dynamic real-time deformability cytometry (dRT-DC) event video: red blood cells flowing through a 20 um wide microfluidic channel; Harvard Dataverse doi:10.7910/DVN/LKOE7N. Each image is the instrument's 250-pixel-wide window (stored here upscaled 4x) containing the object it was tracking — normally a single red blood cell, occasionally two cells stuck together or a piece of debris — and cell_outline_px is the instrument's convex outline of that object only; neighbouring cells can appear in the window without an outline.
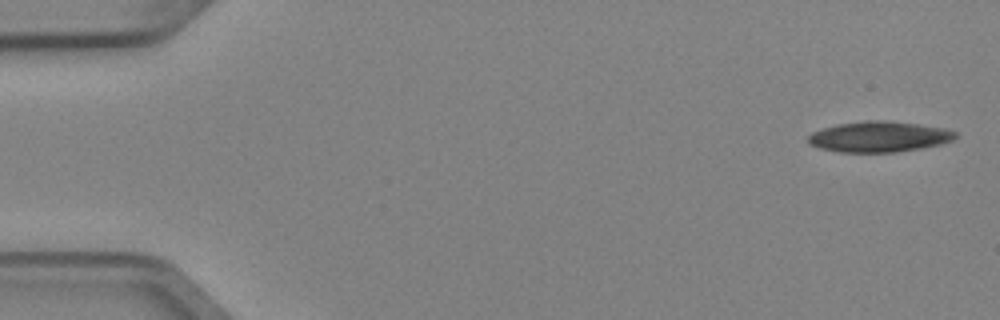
{"species": "Egyptian fruit bat (a non-hibernating species)", "species_latin": "Rousettus aegyptiacus", "temperature_condition": "cold", "stored_images_in_passage": 5, "segment_of_instrument_passage": [1, 2], "camera_frame_rate_fps": 3000, "um_per_image_px": 0.085, "animal": {"sex": "female"}, "frame": {"image": 1, "passage_image": 1, "time_ms": 0.0, "image_size_px": [1000, 320], "cell_outline_px": [[956, 136], [952, 140], [940, 144], [920, 148], [896, 152], [840, 152], [820, 148], [808, 144], [808, 136], [812, 132], [836, 124], [864, 120], [888, 120], [944, 128], [956, 132]], "centroid_in_image_um": [74.68, 11.61], "position_along_channel_um": 10.3, "area_um2": 26.24}}